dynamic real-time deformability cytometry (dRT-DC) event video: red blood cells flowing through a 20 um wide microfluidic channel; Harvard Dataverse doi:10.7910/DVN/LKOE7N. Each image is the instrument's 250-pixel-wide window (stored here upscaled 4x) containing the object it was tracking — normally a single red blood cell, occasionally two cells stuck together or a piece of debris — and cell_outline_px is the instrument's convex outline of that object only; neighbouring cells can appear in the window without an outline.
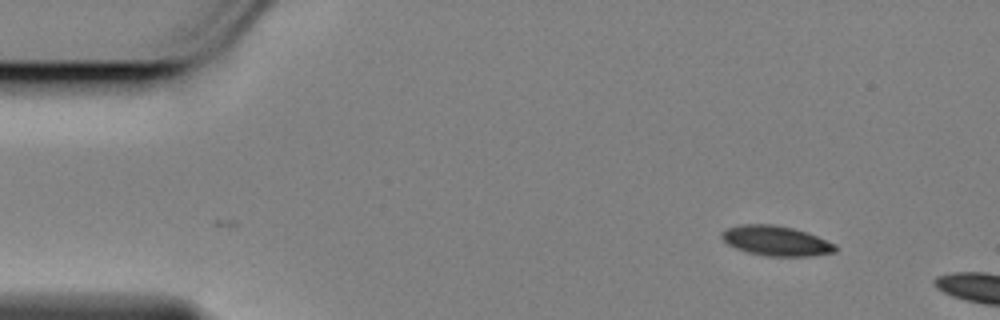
{"species": "Egyptian fruit bat (a non-hibernating species)", "species_latin": "Rousettus aegyptiacus", "temperature_condition": "cold", "stored_images_in_passage": 5, "camera_frame_rate_fps": 3000, "um_per_image_px": 0.085, "animal": {"sex": "female"}, "frame": {"image": 1, "passage_image": 5, "time_ms": 1.333, "image_size_px": [1000, 320], "cell_outline_px": [[836, 252], [812, 256], [768, 256], [748, 252], [736, 248], [728, 244], [720, 236], [720, 232], [728, 228], [740, 224], [776, 224], [808, 232], [836, 244]], "centroid_in_image_um": [65.98, 20.46], "position_along_channel_um": 19.0, "area_um2": 19.88}}